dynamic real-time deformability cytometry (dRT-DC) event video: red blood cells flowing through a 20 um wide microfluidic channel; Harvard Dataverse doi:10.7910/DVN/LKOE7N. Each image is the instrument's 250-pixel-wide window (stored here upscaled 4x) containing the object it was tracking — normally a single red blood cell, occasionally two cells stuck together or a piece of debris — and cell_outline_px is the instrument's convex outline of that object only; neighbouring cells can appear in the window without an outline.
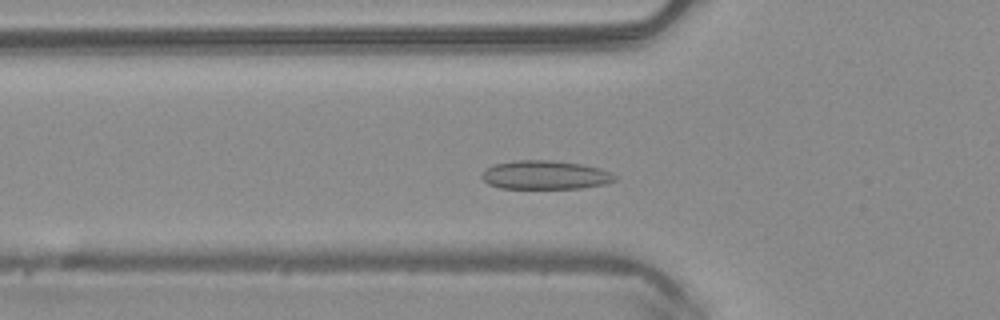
{"species": "common noctule bat (a hibernating species)", "species_latin": "Nyctalus noctula", "temperature_condition": "warm", "stored_images_in_passage": 41, "camera_frame_rate_fps": 3000, "um_per_image_px": 0.085, "animal": {"sex": "male", "body_mass_g": 20.4}, "frame": {"image": 1, "passage_image": 8, "time_ms": 2.333, "image_size_px": [1000, 320], "cell_outline_px": [[616, 180], [604, 184], [580, 188], [500, 188], [488, 184], [480, 176], [492, 164], [516, 160], [552, 160], [580, 164], [600, 168], [616, 176]], "centroid_in_image_um": [46.31, 14.87], "position_along_channel_um": 79.5, "area_um2": 22.14}}
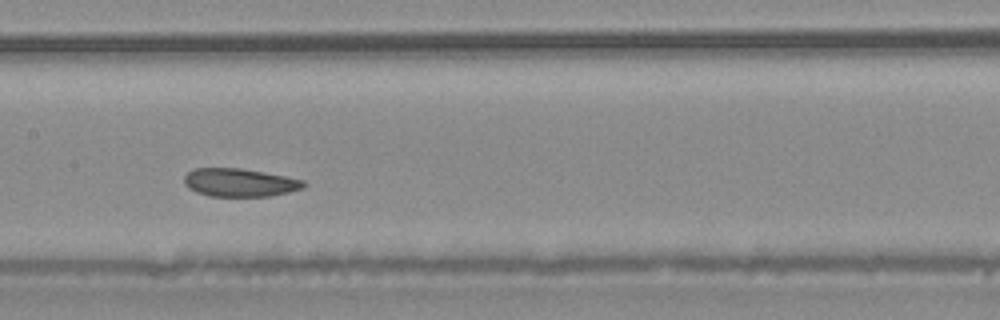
{"frame": {"image": 2, "passage_image": 16, "time_ms": 5.0, "image_size_px": [1000, 320], "cell_outline_px": [[304, 188], [272, 196], [208, 196], [196, 192], [188, 188], [184, 184], [184, 176], [192, 168], [240, 168], [264, 172], [304, 180]], "centroid_in_image_um": [20.33, 15.51], "position_along_channel_um": 187.1, "area_um2": 19.65}}
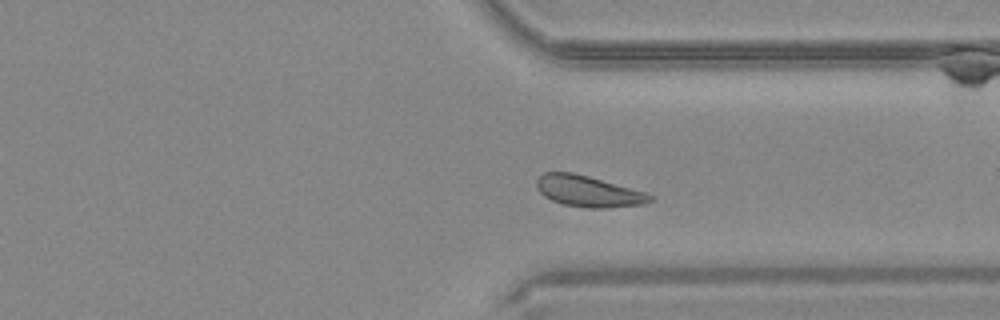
{"frame": {"image": 3, "passage_image": 29, "time_ms": 9.333, "image_size_px": [1000, 320], "cell_outline_px": [[652, 200], [644, 204], [604, 208], [588, 208], [564, 204], [552, 200], [544, 196], [536, 188], [536, 180], [544, 172], [572, 172], [588, 176], [644, 192], [652, 196]], "centroid_in_image_um": [49.96, 16.26], "position_along_channel_um": 361.4, "area_um2": 20.29}, "authors_computed_cell_mechanics": {"area_um2": 20.7502, "velocity_mm_per_s": 4.0151, "shape_relaxation_time_tau1_ms": 5.5008, "shape_relaxation_time_tau2_ms": null, "deformation_change_tau1": 0.0844, "deformation_change_tau2": null}}